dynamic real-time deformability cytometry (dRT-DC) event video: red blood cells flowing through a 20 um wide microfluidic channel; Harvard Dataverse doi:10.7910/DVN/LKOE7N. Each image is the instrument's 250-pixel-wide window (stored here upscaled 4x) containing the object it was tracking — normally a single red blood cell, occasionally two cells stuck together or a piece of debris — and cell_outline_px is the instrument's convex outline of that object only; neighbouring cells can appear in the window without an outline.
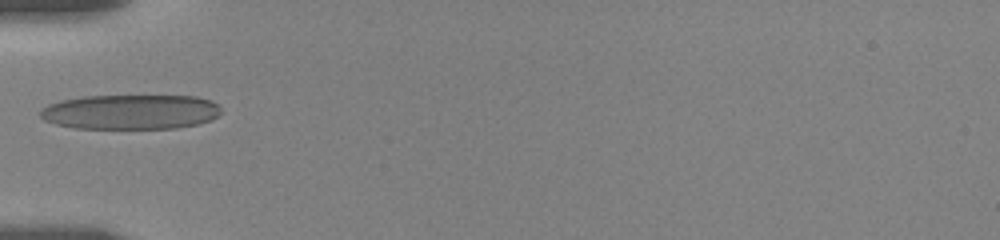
{"species": "human", "species_latin": "Homo sapiens", "temperature_condition": "room temperature", "stored_images_in_passage": 32, "camera_frame_rate_fps": 3000, "um_per_image_px": 0.085, "donor": {"sex": "female"}, "frame": {"image": 1, "passage_image": 1, "time_ms": 0.0, "image_size_px": [1000, 240], "cell_outline_px": [[220, 112], [212, 120], [200, 124], [176, 128], [72, 128], [56, 124], [44, 120], [40, 116], [40, 108], [48, 104], [60, 100], [84, 96], [196, 96], [212, 100], [220, 104]], "centroid_in_image_um": [11.11, 9.51], "position_along_channel_um": 73.9, "area_um2": 36.99}}
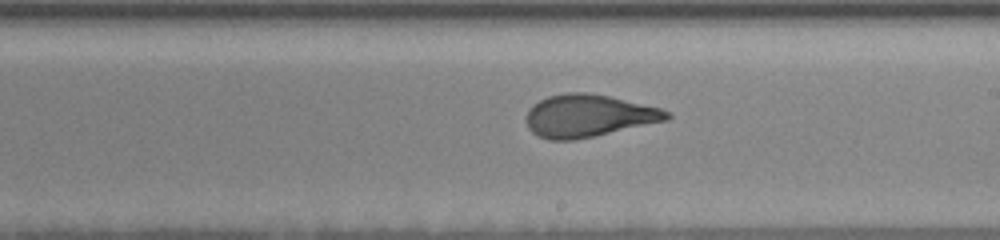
{"frame": {"image": 2, "passage_image": 16, "time_ms": 4.667, "image_size_px": [1000, 240], "cell_outline_px": [[672, 116], [668, 120], [592, 136], [572, 140], [548, 140], [532, 132], [528, 128], [528, 108], [532, 104], [548, 96], [564, 92], [588, 92], [608, 96], [660, 108], [668, 112]], "centroid_in_image_um": [49.99, 9.83], "position_along_channel_um": 239.0, "area_um2": 34.39}}
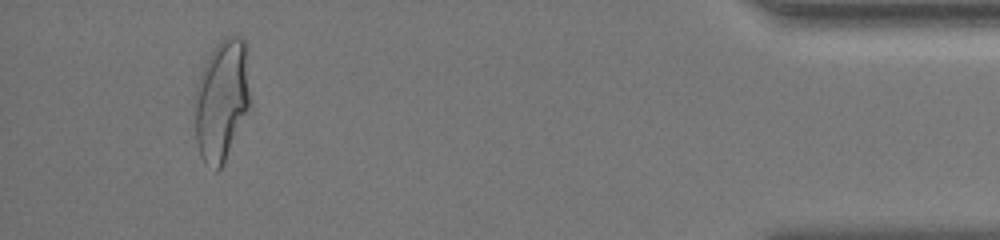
{"frame": {"image": 3, "passage_image": 29, "time_ms": 11.333, "image_size_px": [1000, 240], "cell_outline_px": [[252, 112], [224, 164], [220, 168], [216, 168], [204, 164], [200, 156], [196, 140], [192, 104], [196, 88], [204, 64], [216, 44], [224, 36], [240, 36], [244, 40], [252, 104]], "centroid_in_image_um": [18.87, 8.59], "position_along_channel_um": 416.3, "area_um2": 40.81}, "authors_computed_cell_mechanics": {"area_um2": 35.0268, "velocity_mm_per_s": 3.5206, "shape_relaxation_time_tau1_ms": 6.8671, "shape_relaxation_time_tau2_ms": 1.1064, "deformation_change_tau1": 0.2273, "deformation_change_tau2": 0.0871}}